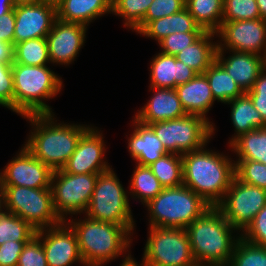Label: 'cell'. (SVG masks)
Returning <instances> with one entry per match:
<instances>
[{
	"mask_svg": "<svg viewBox=\"0 0 266 266\" xmlns=\"http://www.w3.org/2000/svg\"><path fill=\"white\" fill-rule=\"evenodd\" d=\"M55 114L23 116L34 128L24 146L52 171L60 170L76 150L82 134L90 127L58 123Z\"/></svg>",
	"mask_w": 266,
	"mask_h": 266,
	"instance_id": "1",
	"label": "cell"
},
{
	"mask_svg": "<svg viewBox=\"0 0 266 266\" xmlns=\"http://www.w3.org/2000/svg\"><path fill=\"white\" fill-rule=\"evenodd\" d=\"M206 146L182 155L183 184L216 207L235 177V162L226 154L207 150Z\"/></svg>",
	"mask_w": 266,
	"mask_h": 266,
	"instance_id": "2",
	"label": "cell"
},
{
	"mask_svg": "<svg viewBox=\"0 0 266 266\" xmlns=\"http://www.w3.org/2000/svg\"><path fill=\"white\" fill-rule=\"evenodd\" d=\"M234 230V231H233ZM217 207H210L186 227L192 256L197 265L227 266L241 238Z\"/></svg>",
	"mask_w": 266,
	"mask_h": 266,
	"instance_id": "3",
	"label": "cell"
},
{
	"mask_svg": "<svg viewBox=\"0 0 266 266\" xmlns=\"http://www.w3.org/2000/svg\"><path fill=\"white\" fill-rule=\"evenodd\" d=\"M84 217L66 222L76 234L85 266H102L129 253L132 234L124 226Z\"/></svg>",
	"mask_w": 266,
	"mask_h": 266,
	"instance_id": "4",
	"label": "cell"
},
{
	"mask_svg": "<svg viewBox=\"0 0 266 266\" xmlns=\"http://www.w3.org/2000/svg\"><path fill=\"white\" fill-rule=\"evenodd\" d=\"M14 83V112L26 116L30 114H53L52 108L44 100L56 97L62 90L60 78L47 65L28 66L12 63Z\"/></svg>",
	"mask_w": 266,
	"mask_h": 266,
	"instance_id": "5",
	"label": "cell"
},
{
	"mask_svg": "<svg viewBox=\"0 0 266 266\" xmlns=\"http://www.w3.org/2000/svg\"><path fill=\"white\" fill-rule=\"evenodd\" d=\"M145 207L149 213V226L186 229L211 206L182 184L164 188Z\"/></svg>",
	"mask_w": 266,
	"mask_h": 266,
	"instance_id": "6",
	"label": "cell"
},
{
	"mask_svg": "<svg viewBox=\"0 0 266 266\" xmlns=\"http://www.w3.org/2000/svg\"><path fill=\"white\" fill-rule=\"evenodd\" d=\"M112 167L99 173L85 215L90 219L124 226L131 234L135 227L128 191Z\"/></svg>",
	"mask_w": 266,
	"mask_h": 266,
	"instance_id": "7",
	"label": "cell"
},
{
	"mask_svg": "<svg viewBox=\"0 0 266 266\" xmlns=\"http://www.w3.org/2000/svg\"><path fill=\"white\" fill-rule=\"evenodd\" d=\"M148 125L166 152L178 155L202 149L215 134L213 123L195 114Z\"/></svg>",
	"mask_w": 266,
	"mask_h": 266,
	"instance_id": "8",
	"label": "cell"
},
{
	"mask_svg": "<svg viewBox=\"0 0 266 266\" xmlns=\"http://www.w3.org/2000/svg\"><path fill=\"white\" fill-rule=\"evenodd\" d=\"M0 186L4 191L5 211L21 217L36 231L62 222L53 205L51 188Z\"/></svg>",
	"mask_w": 266,
	"mask_h": 266,
	"instance_id": "9",
	"label": "cell"
},
{
	"mask_svg": "<svg viewBox=\"0 0 266 266\" xmlns=\"http://www.w3.org/2000/svg\"><path fill=\"white\" fill-rule=\"evenodd\" d=\"M143 257L148 266H196L186 229L149 226Z\"/></svg>",
	"mask_w": 266,
	"mask_h": 266,
	"instance_id": "10",
	"label": "cell"
},
{
	"mask_svg": "<svg viewBox=\"0 0 266 266\" xmlns=\"http://www.w3.org/2000/svg\"><path fill=\"white\" fill-rule=\"evenodd\" d=\"M99 173L70 174L62 169L53 171L51 190L55 211L62 221L67 215L84 214L95 189Z\"/></svg>",
	"mask_w": 266,
	"mask_h": 266,
	"instance_id": "11",
	"label": "cell"
},
{
	"mask_svg": "<svg viewBox=\"0 0 266 266\" xmlns=\"http://www.w3.org/2000/svg\"><path fill=\"white\" fill-rule=\"evenodd\" d=\"M265 205L266 189L246 184L235 176L216 207L242 233Z\"/></svg>",
	"mask_w": 266,
	"mask_h": 266,
	"instance_id": "12",
	"label": "cell"
},
{
	"mask_svg": "<svg viewBox=\"0 0 266 266\" xmlns=\"http://www.w3.org/2000/svg\"><path fill=\"white\" fill-rule=\"evenodd\" d=\"M218 49L261 55L266 58V20L222 22Z\"/></svg>",
	"mask_w": 266,
	"mask_h": 266,
	"instance_id": "13",
	"label": "cell"
},
{
	"mask_svg": "<svg viewBox=\"0 0 266 266\" xmlns=\"http://www.w3.org/2000/svg\"><path fill=\"white\" fill-rule=\"evenodd\" d=\"M36 236L41 240L48 266H72L77 262L85 266L76 234L66 221L38 230Z\"/></svg>",
	"mask_w": 266,
	"mask_h": 266,
	"instance_id": "14",
	"label": "cell"
},
{
	"mask_svg": "<svg viewBox=\"0 0 266 266\" xmlns=\"http://www.w3.org/2000/svg\"><path fill=\"white\" fill-rule=\"evenodd\" d=\"M2 171L0 172V185L51 188L53 171L24 145L19 154L17 153Z\"/></svg>",
	"mask_w": 266,
	"mask_h": 266,
	"instance_id": "15",
	"label": "cell"
},
{
	"mask_svg": "<svg viewBox=\"0 0 266 266\" xmlns=\"http://www.w3.org/2000/svg\"><path fill=\"white\" fill-rule=\"evenodd\" d=\"M102 131L90 126L81 136L76 150L62 170L70 174L101 173L110 169L105 161L106 145Z\"/></svg>",
	"mask_w": 266,
	"mask_h": 266,
	"instance_id": "16",
	"label": "cell"
},
{
	"mask_svg": "<svg viewBox=\"0 0 266 266\" xmlns=\"http://www.w3.org/2000/svg\"><path fill=\"white\" fill-rule=\"evenodd\" d=\"M13 9L14 45L25 40L46 37L57 19L56 5L45 1L20 4Z\"/></svg>",
	"mask_w": 266,
	"mask_h": 266,
	"instance_id": "17",
	"label": "cell"
},
{
	"mask_svg": "<svg viewBox=\"0 0 266 266\" xmlns=\"http://www.w3.org/2000/svg\"><path fill=\"white\" fill-rule=\"evenodd\" d=\"M87 28L56 19L46 36L50 62L66 66L73 63L85 43Z\"/></svg>",
	"mask_w": 266,
	"mask_h": 266,
	"instance_id": "18",
	"label": "cell"
},
{
	"mask_svg": "<svg viewBox=\"0 0 266 266\" xmlns=\"http://www.w3.org/2000/svg\"><path fill=\"white\" fill-rule=\"evenodd\" d=\"M226 50L217 49L216 61L226 70L244 92L250 90L260 73L266 67V58L245 52L230 51L225 58Z\"/></svg>",
	"mask_w": 266,
	"mask_h": 266,
	"instance_id": "19",
	"label": "cell"
},
{
	"mask_svg": "<svg viewBox=\"0 0 266 266\" xmlns=\"http://www.w3.org/2000/svg\"><path fill=\"white\" fill-rule=\"evenodd\" d=\"M151 90H153L154 94L134 116L139 122L148 125L177 119L186 115L175 88L150 87Z\"/></svg>",
	"mask_w": 266,
	"mask_h": 266,
	"instance_id": "20",
	"label": "cell"
},
{
	"mask_svg": "<svg viewBox=\"0 0 266 266\" xmlns=\"http://www.w3.org/2000/svg\"><path fill=\"white\" fill-rule=\"evenodd\" d=\"M150 86L173 89L192 80L197 73L173 55L159 52L150 62Z\"/></svg>",
	"mask_w": 266,
	"mask_h": 266,
	"instance_id": "21",
	"label": "cell"
},
{
	"mask_svg": "<svg viewBox=\"0 0 266 266\" xmlns=\"http://www.w3.org/2000/svg\"><path fill=\"white\" fill-rule=\"evenodd\" d=\"M132 121L134 131L127 138L128 151L136 160V164L149 166L167 152L149 125L143 124L135 118Z\"/></svg>",
	"mask_w": 266,
	"mask_h": 266,
	"instance_id": "22",
	"label": "cell"
},
{
	"mask_svg": "<svg viewBox=\"0 0 266 266\" xmlns=\"http://www.w3.org/2000/svg\"><path fill=\"white\" fill-rule=\"evenodd\" d=\"M56 13L61 21L87 27L96 18L112 13V0H60Z\"/></svg>",
	"mask_w": 266,
	"mask_h": 266,
	"instance_id": "23",
	"label": "cell"
},
{
	"mask_svg": "<svg viewBox=\"0 0 266 266\" xmlns=\"http://www.w3.org/2000/svg\"><path fill=\"white\" fill-rule=\"evenodd\" d=\"M175 89L186 114L199 115L209 121L206 114L215 100L204 74H197L192 80L178 85Z\"/></svg>",
	"mask_w": 266,
	"mask_h": 266,
	"instance_id": "24",
	"label": "cell"
},
{
	"mask_svg": "<svg viewBox=\"0 0 266 266\" xmlns=\"http://www.w3.org/2000/svg\"><path fill=\"white\" fill-rule=\"evenodd\" d=\"M175 32H205L196 23L189 11H182L150 21L138 34L155 39L158 43Z\"/></svg>",
	"mask_w": 266,
	"mask_h": 266,
	"instance_id": "25",
	"label": "cell"
},
{
	"mask_svg": "<svg viewBox=\"0 0 266 266\" xmlns=\"http://www.w3.org/2000/svg\"><path fill=\"white\" fill-rule=\"evenodd\" d=\"M214 36L217 38L216 33L205 32L196 42L175 55L176 59L197 74H203L216 60L218 43L213 41Z\"/></svg>",
	"mask_w": 266,
	"mask_h": 266,
	"instance_id": "26",
	"label": "cell"
},
{
	"mask_svg": "<svg viewBox=\"0 0 266 266\" xmlns=\"http://www.w3.org/2000/svg\"><path fill=\"white\" fill-rule=\"evenodd\" d=\"M226 104L231 105V121L236 132L231 136L232 138L229 140V144L245 132L266 127V122L255 109L250 97L246 93L232 99Z\"/></svg>",
	"mask_w": 266,
	"mask_h": 266,
	"instance_id": "27",
	"label": "cell"
},
{
	"mask_svg": "<svg viewBox=\"0 0 266 266\" xmlns=\"http://www.w3.org/2000/svg\"><path fill=\"white\" fill-rule=\"evenodd\" d=\"M229 147L237 160H252L266 164V127L245 132L235 138Z\"/></svg>",
	"mask_w": 266,
	"mask_h": 266,
	"instance_id": "28",
	"label": "cell"
},
{
	"mask_svg": "<svg viewBox=\"0 0 266 266\" xmlns=\"http://www.w3.org/2000/svg\"><path fill=\"white\" fill-rule=\"evenodd\" d=\"M224 0H185V8L205 32L217 33L222 25Z\"/></svg>",
	"mask_w": 266,
	"mask_h": 266,
	"instance_id": "29",
	"label": "cell"
},
{
	"mask_svg": "<svg viewBox=\"0 0 266 266\" xmlns=\"http://www.w3.org/2000/svg\"><path fill=\"white\" fill-rule=\"evenodd\" d=\"M203 74L209 82L215 101L226 104L245 93L216 60Z\"/></svg>",
	"mask_w": 266,
	"mask_h": 266,
	"instance_id": "30",
	"label": "cell"
},
{
	"mask_svg": "<svg viewBox=\"0 0 266 266\" xmlns=\"http://www.w3.org/2000/svg\"><path fill=\"white\" fill-rule=\"evenodd\" d=\"M136 165L129 184V193L144 205L155 198L164 187L148 166Z\"/></svg>",
	"mask_w": 266,
	"mask_h": 266,
	"instance_id": "31",
	"label": "cell"
},
{
	"mask_svg": "<svg viewBox=\"0 0 266 266\" xmlns=\"http://www.w3.org/2000/svg\"><path fill=\"white\" fill-rule=\"evenodd\" d=\"M148 167L164 188L183 184L182 155L167 153Z\"/></svg>",
	"mask_w": 266,
	"mask_h": 266,
	"instance_id": "32",
	"label": "cell"
},
{
	"mask_svg": "<svg viewBox=\"0 0 266 266\" xmlns=\"http://www.w3.org/2000/svg\"><path fill=\"white\" fill-rule=\"evenodd\" d=\"M14 63L45 66L51 63L46 37L25 40L14 45Z\"/></svg>",
	"mask_w": 266,
	"mask_h": 266,
	"instance_id": "33",
	"label": "cell"
},
{
	"mask_svg": "<svg viewBox=\"0 0 266 266\" xmlns=\"http://www.w3.org/2000/svg\"><path fill=\"white\" fill-rule=\"evenodd\" d=\"M36 230L21 217L4 211L0 215V245L7 241L28 242Z\"/></svg>",
	"mask_w": 266,
	"mask_h": 266,
	"instance_id": "34",
	"label": "cell"
},
{
	"mask_svg": "<svg viewBox=\"0 0 266 266\" xmlns=\"http://www.w3.org/2000/svg\"><path fill=\"white\" fill-rule=\"evenodd\" d=\"M153 0H112V14L121 16L124 26L135 31Z\"/></svg>",
	"mask_w": 266,
	"mask_h": 266,
	"instance_id": "35",
	"label": "cell"
},
{
	"mask_svg": "<svg viewBox=\"0 0 266 266\" xmlns=\"http://www.w3.org/2000/svg\"><path fill=\"white\" fill-rule=\"evenodd\" d=\"M227 266H266V247L251 244L241 237Z\"/></svg>",
	"mask_w": 266,
	"mask_h": 266,
	"instance_id": "36",
	"label": "cell"
},
{
	"mask_svg": "<svg viewBox=\"0 0 266 266\" xmlns=\"http://www.w3.org/2000/svg\"><path fill=\"white\" fill-rule=\"evenodd\" d=\"M222 22L260 19L256 0H224Z\"/></svg>",
	"mask_w": 266,
	"mask_h": 266,
	"instance_id": "37",
	"label": "cell"
},
{
	"mask_svg": "<svg viewBox=\"0 0 266 266\" xmlns=\"http://www.w3.org/2000/svg\"><path fill=\"white\" fill-rule=\"evenodd\" d=\"M235 176L242 182L266 189V164L252 160H236Z\"/></svg>",
	"mask_w": 266,
	"mask_h": 266,
	"instance_id": "38",
	"label": "cell"
},
{
	"mask_svg": "<svg viewBox=\"0 0 266 266\" xmlns=\"http://www.w3.org/2000/svg\"><path fill=\"white\" fill-rule=\"evenodd\" d=\"M185 8V0H153L142 24L135 30L138 34L150 21L176 14Z\"/></svg>",
	"mask_w": 266,
	"mask_h": 266,
	"instance_id": "39",
	"label": "cell"
},
{
	"mask_svg": "<svg viewBox=\"0 0 266 266\" xmlns=\"http://www.w3.org/2000/svg\"><path fill=\"white\" fill-rule=\"evenodd\" d=\"M204 33L205 32H175L158 43L161 48L160 52L175 56L181 50L185 49L186 46H190L196 42Z\"/></svg>",
	"mask_w": 266,
	"mask_h": 266,
	"instance_id": "40",
	"label": "cell"
},
{
	"mask_svg": "<svg viewBox=\"0 0 266 266\" xmlns=\"http://www.w3.org/2000/svg\"><path fill=\"white\" fill-rule=\"evenodd\" d=\"M17 266H48L41 240L37 236L25 244Z\"/></svg>",
	"mask_w": 266,
	"mask_h": 266,
	"instance_id": "41",
	"label": "cell"
},
{
	"mask_svg": "<svg viewBox=\"0 0 266 266\" xmlns=\"http://www.w3.org/2000/svg\"><path fill=\"white\" fill-rule=\"evenodd\" d=\"M241 237L251 244L266 247V205L241 233Z\"/></svg>",
	"mask_w": 266,
	"mask_h": 266,
	"instance_id": "42",
	"label": "cell"
},
{
	"mask_svg": "<svg viewBox=\"0 0 266 266\" xmlns=\"http://www.w3.org/2000/svg\"><path fill=\"white\" fill-rule=\"evenodd\" d=\"M12 64L0 63V105L14 112Z\"/></svg>",
	"mask_w": 266,
	"mask_h": 266,
	"instance_id": "43",
	"label": "cell"
},
{
	"mask_svg": "<svg viewBox=\"0 0 266 266\" xmlns=\"http://www.w3.org/2000/svg\"><path fill=\"white\" fill-rule=\"evenodd\" d=\"M245 93L250 97L253 106L266 122V67L254 82L252 88Z\"/></svg>",
	"mask_w": 266,
	"mask_h": 266,
	"instance_id": "44",
	"label": "cell"
},
{
	"mask_svg": "<svg viewBox=\"0 0 266 266\" xmlns=\"http://www.w3.org/2000/svg\"><path fill=\"white\" fill-rule=\"evenodd\" d=\"M26 243L12 240L0 245V266H17L19 256Z\"/></svg>",
	"mask_w": 266,
	"mask_h": 266,
	"instance_id": "45",
	"label": "cell"
},
{
	"mask_svg": "<svg viewBox=\"0 0 266 266\" xmlns=\"http://www.w3.org/2000/svg\"><path fill=\"white\" fill-rule=\"evenodd\" d=\"M15 14L14 9L0 16V41L14 45Z\"/></svg>",
	"mask_w": 266,
	"mask_h": 266,
	"instance_id": "46",
	"label": "cell"
},
{
	"mask_svg": "<svg viewBox=\"0 0 266 266\" xmlns=\"http://www.w3.org/2000/svg\"><path fill=\"white\" fill-rule=\"evenodd\" d=\"M14 62V45L0 41V63L12 64Z\"/></svg>",
	"mask_w": 266,
	"mask_h": 266,
	"instance_id": "47",
	"label": "cell"
},
{
	"mask_svg": "<svg viewBox=\"0 0 266 266\" xmlns=\"http://www.w3.org/2000/svg\"><path fill=\"white\" fill-rule=\"evenodd\" d=\"M126 255V256H125ZM122 255L124 257V259L122 260V263L120 264V266H148V264L145 262L144 258L142 259V263L138 264L134 258L131 256V253L129 252V254H125Z\"/></svg>",
	"mask_w": 266,
	"mask_h": 266,
	"instance_id": "48",
	"label": "cell"
},
{
	"mask_svg": "<svg viewBox=\"0 0 266 266\" xmlns=\"http://www.w3.org/2000/svg\"><path fill=\"white\" fill-rule=\"evenodd\" d=\"M15 7L12 0H0V16L8 13Z\"/></svg>",
	"mask_w": 266,
	"mask_h": 266,
	"instance_id": "49",
	"label": "cell"
},
{
	"mask_svg": "<svg viewBox=\"0 0 266 266\" xmlns=\"http://www.w3.org/2000/svg\"><path fill=\"white\" fill-rule=\"evenodd\" d=\"M261 19L266 20V0H256Z\"/></svg>",
	"mask_w": 266,
	"mask_h": 266,
	"instance_id": "50",
	"label": "cell"
},
{
	"mask_svg": "<svg viewBox=\"0 0 266 266\" xmlns=\"http://www.w3.org/2000/svg\"><path fill=\"white\" fill-rule=\"evenodd\" d=\"M4 209V210H3ZM5 211L4 191L0 186V215Z\"/></svg>",
	"mask_w": 266,
	"mask_h": 266,
	"instance_id": "51",
	"label": "cell"
},
{
	"mask_svg": "<svg viewBox=\"0 0 266 266\" xmlns=\"http://www.w3.org/2000/svg\"><path fill=\"white\" fill-rule=\"evenodd\" d=\"M14 5H20V4H34L41 2L42 0H12Z\"/></svg>",
	"mask_w": 266,
	"mask_h": 266,
	"instance_id": "52",
	"label": "cell"
},
{
	"mask_svg": "<svg viewBox=\"0 0 266 266\" xmlns=\"http://www.w3.org/2000/svg\"><path fill=\"white\" fill-rule=\"evenodd\" d=\"M42 1L49 2V3L56 5L60 0H42Z\"/></svg>",
	"mask_w": 266,
	"mask_h": 266,
	"instance_id": "53",
	"label": "cell"
},
{
	"mask_svg": "<svg viewBox=\"0 0 266 266\" xmlns=\"http://www.w3.org/2000/svg\"><path fill=\"white\" fill-rule=\"evenodd\" d=\"M196 266H215V265H196Z\"/></svg>",
	"mask_w": 266,
	"mask_h": 266,
	"instance_id": "54",
	"label": "cell"
}]
</instances>
